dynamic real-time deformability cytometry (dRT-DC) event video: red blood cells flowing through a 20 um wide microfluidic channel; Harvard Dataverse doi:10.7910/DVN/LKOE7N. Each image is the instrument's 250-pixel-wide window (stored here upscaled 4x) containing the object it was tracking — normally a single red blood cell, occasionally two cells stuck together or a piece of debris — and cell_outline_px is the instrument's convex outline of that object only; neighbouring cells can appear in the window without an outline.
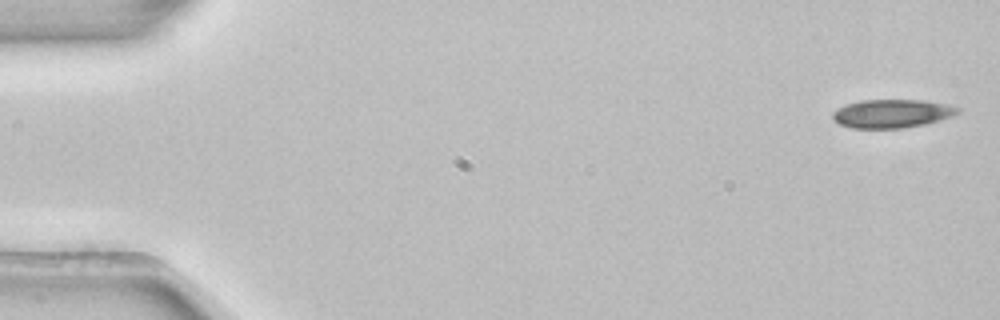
{"species": "common noctule bat (a hibernating species)", "species_latin": "Nyctalus noctula", "temperature_condition": "room temperature", "stored_images_in_passage": 6, "camera_frame_rate_fps": 3000, "um_per_image_px": 0.085, "animal": {"sex": "female", "body_mass_g": 22.7, "forearm_length_mm": 54.2}, "frame": {"image": 1, "passage_image": 1, "time_ms": 0.0, "image_size_px": [1000, 320], "cell_outline_px": [[960, 112], [952, 116], [940, 120], [924, 124], [904, 128], [852, 128], [840, 124], [832, 116], [832, 112], [848, 104], [860, 100], [924, 100], [948, 104], [960, 108]], "centroid_in_image_um": [75.86, 9.65], "position_along_channel_um": 9.1, "area_um2": 20.63}}
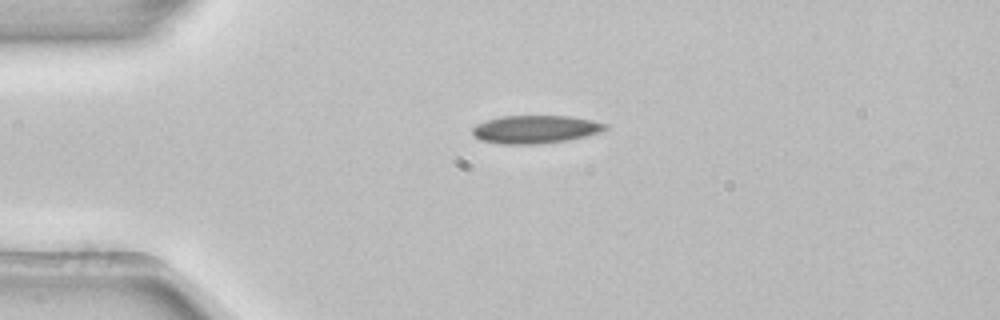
{"frame": {"image": 2, "passage_image": 4, "time_ms": 1.0, "image_size_px": [1000, 320], "cell_outline_px": [[608, 128], [600, 132], [568, 140], [540, 144], [500, 144], [480, 140], [472, 132], [472, 128], [476, 124], [488, 120], [504, 116], [568, 116], [592, 120], [608, 124]], "centroid_in_image_um": [45.52, 11.0], "position_along_channel_um": 39.5, "area_um2": 21.62}}